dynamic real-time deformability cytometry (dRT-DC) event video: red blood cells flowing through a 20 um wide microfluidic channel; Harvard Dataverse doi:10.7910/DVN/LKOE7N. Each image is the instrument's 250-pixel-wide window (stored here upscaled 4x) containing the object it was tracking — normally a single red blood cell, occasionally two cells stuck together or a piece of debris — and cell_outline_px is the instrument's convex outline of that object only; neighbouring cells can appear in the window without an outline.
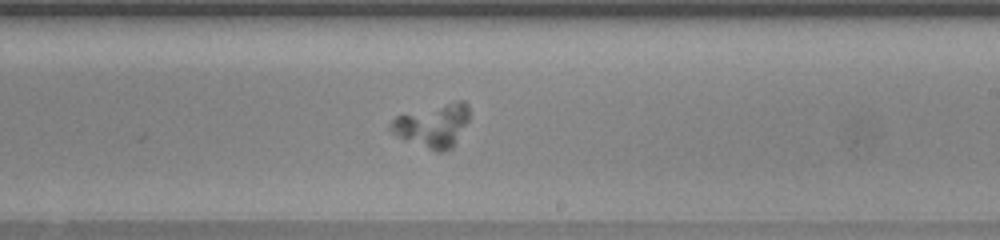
{"species": "human", "species_latin": "Homo sapiens", "temperature_condition": "warm", "stored_images_in_passage": 44, "camera_frame_rate_fps": 3000, "um_per_image_px": 0.085, "donor": {"sex": "female"}, "frame": {"image": 1, "passage_image": 26, "time_ms": 8.333, "image_size_px": [1000, 240], "cell_outline_px": [[468, 120], [452, 148], [444, 152], [436, 152], [404, 140], [388, 132], [388, 124], [396, 116], [456, 100], [464, 100], [468, 104]], "centroid_in_image_um": [36.75, 10.68], "position_along_channel_um": 252.2, "area_um2": 19.94}}
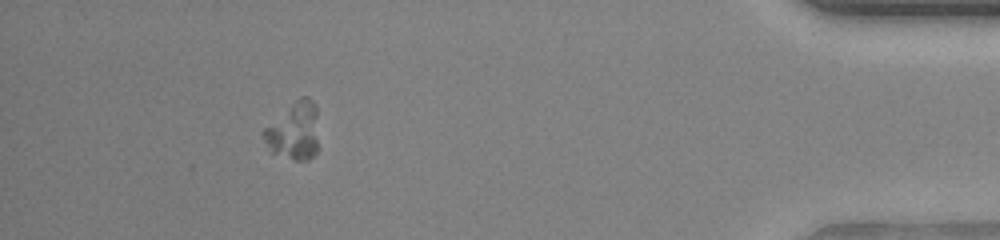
{"frame": {"image": 2, "passage_image": 40, "time_ms": 13.0, "image_size_px": [1000, 240], "cell_outline_px": [[316, 152], [308, 160], [296, 160], [272, 152], [264, 140], [260, 132], [264, 128], [300, 96], [308, 96], [312, 100], [316, 108]], "centroid_in_image_um": [24.96, 11.12], "position_along_channel_um": 410.2, "area_um2": 18.03}}